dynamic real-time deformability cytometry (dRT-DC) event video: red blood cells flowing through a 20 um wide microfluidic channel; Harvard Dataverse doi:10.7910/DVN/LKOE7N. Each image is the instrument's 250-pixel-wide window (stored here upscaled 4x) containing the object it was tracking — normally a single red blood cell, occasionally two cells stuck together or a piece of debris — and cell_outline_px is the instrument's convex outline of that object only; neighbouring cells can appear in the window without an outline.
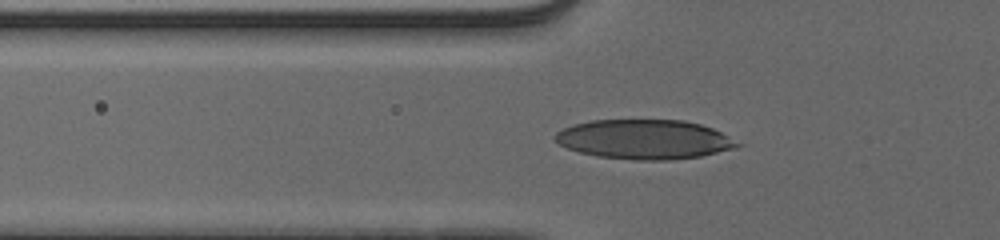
{"species": "human", "species_latin": "Homo sapiens", "temperature_condition": "cold", "stored_images_in_passage": 39, "camera_frame_rate_fps": 3000, "um_per_image_px": 0.085, "donor": {"sex": "male"}, "frame": {"image": 1, "passage_image": 5, "time_ms": 1.333, "image_size_px": [1000, 240], "cell_outline_px": [[744, 144], [736, 148], [700, 156], [668, 160], [636, 160], [596, 156], [580, 152], [568, 148], [560, 144], [552, 136], [556, 132], [572, 124], [592, 120], [684, 120], [700, 124], [712, 128]], "centroid_in_image_um": [54.77, 11.84], "position_along_channel_um": 71.0, "area_um2": 41.96}}
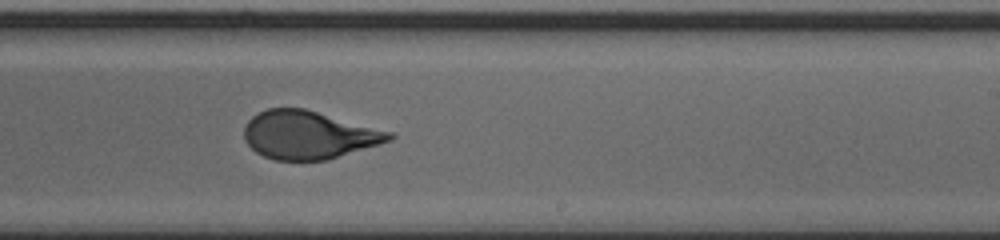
{"frame": {"image": 2, "passage_image": 20, "time_ms": 6.333, "image_size_px": [1000, 240], "cell_outline_px": [[396, 136], [392, 140], [380, 144], [328, 160], [272, 160], [256, 152], [244, 140], [244, 128], [248, 120], [252, 116], [268, 108], [304, 108], [392, 132]], "centroid_in_image_um": [26.23, 11.48], "position_along_channel_um": 262.8, "area_um2": 40.63}}
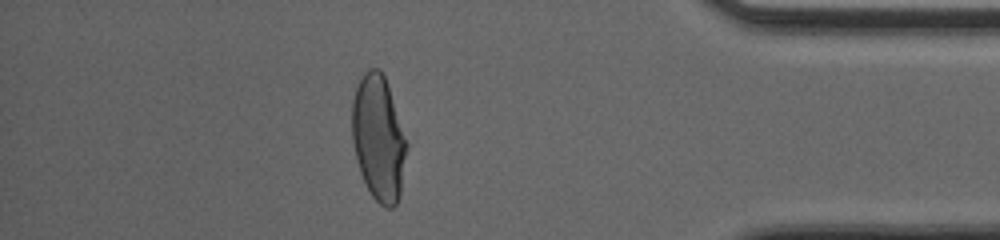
{"frame": {"image": 3, "passage_image": 33, "time_ms": 10.667, "image_size_px": [1000, 240], "cell_outline_px": [[408, 148], [400, 196], [396, 204], [392, 208], [384, 208], [372, 196], [360, 172], [356, 160], [352, 140], [352, 100], [356, 88], [364, 72], [368, 68], [380, 68], [384, 76], [408, 144]], "centroid_in_image_um": [32.18, 11.77], "position_along_channel_um": 403.0, "area_um2": 39.88}, "authors_computed_cell_mechanics": {"area_um2": 41.2114, "velocity_mm_per_s": 3.8963, "shape_relaxation_time_tau1_ms": 5.4075, "shape_relaxation_time_tau2_ms": null, "deformation_change_tau1": 0.2149, "deformation_change_tau2": null}}